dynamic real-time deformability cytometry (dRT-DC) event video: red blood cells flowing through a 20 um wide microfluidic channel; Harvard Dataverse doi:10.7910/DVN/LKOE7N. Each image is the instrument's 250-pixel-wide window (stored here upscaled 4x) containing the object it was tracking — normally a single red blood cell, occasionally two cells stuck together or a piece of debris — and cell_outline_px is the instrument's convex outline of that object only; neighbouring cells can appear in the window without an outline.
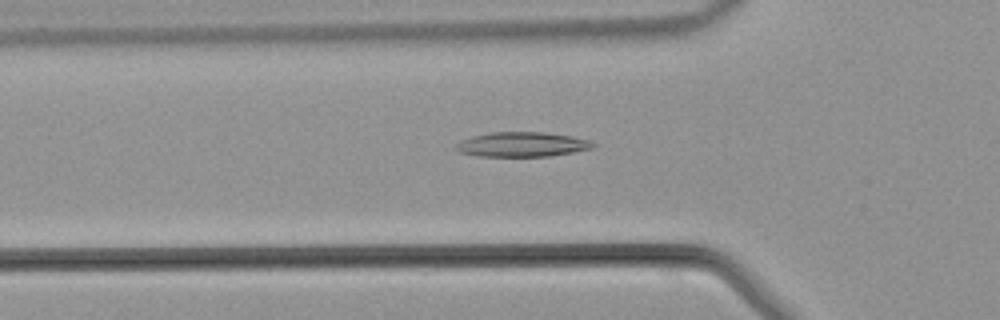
{"species": "common noctule bat (a hibernating species)", "species_latin": "Nyctalus noctula", "temperature_condition": "warm", "stored_images_in_passage": 30, "camera_frame_rate_fps": 3000, "um_per_image_px": 0.085, "animal": {"sex": "male", "body_mass_g": 21.5, "forearm_length_mm": 52.0}, "frame": {"image": 1, "passage_image": 4, "time_ms": 1.0, "image_size_px": [1000, 320], "cell_outline_px": [[596, 144], [592, 148], [572, 152], [548, 156], [480, 156], [460, 152], [456, 148], [456, 144], [460, 140], [472, 136], [492, 132], [544, 132], [572, 136], [588, 140]], "centroid_in_image_um": [44.36, 12.27], "position_along_channel_um": 81.4, "area_um2": 19.54}}
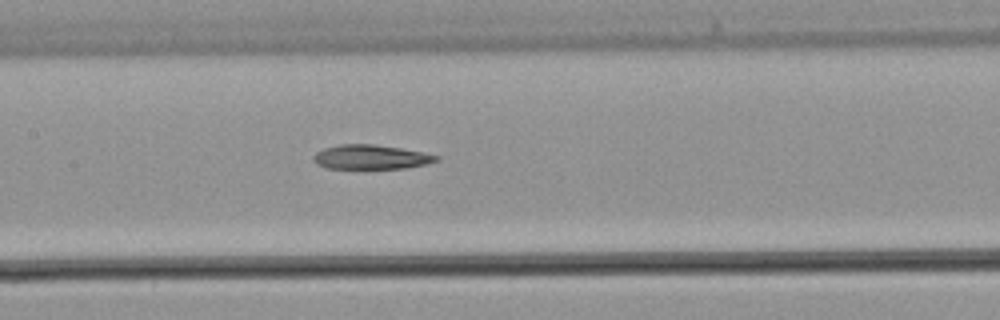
{"frame": {"image": 2, "passage_image": 10, "time_ms": 3.0, "image_size_px": [1000, 320], "cell_outline_px": [[440, 160], [408, 168], [328, 168], [316, 164], [312, 160], [312, 156], [316, 152], [324, 148], [340, 144], [376, 144], [424, 152], [440, 156]], "centroid_in_image_um": [31.52, 13.34], "position_along_channel_um": 175.9, "area_um2": 17.51}}
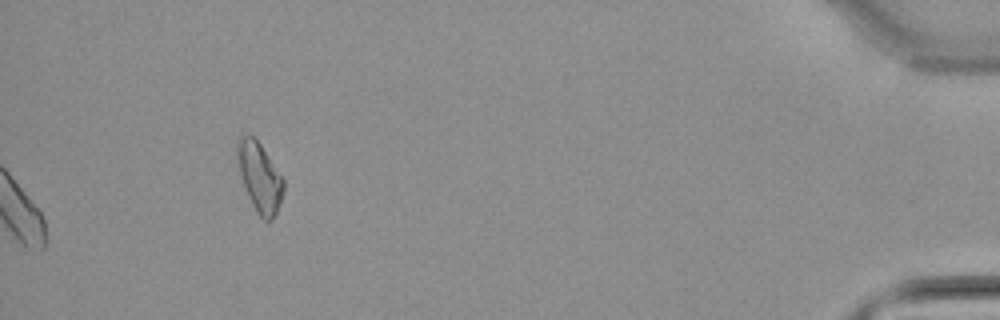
{"frame": {"image": 3, "passage_image": 30, "time_ms": 9.667, "image_size_px": [1000, 320], "cell_outline_px": [[284, 192], [276, 212], [272, 220], [264, 220], [256, 212], [248, 196], [240, 172], [236, 152], [240, 136], [252, 136], [260, 144], [284, 180]], "centroid_in_image_um": [22.08, 15.09], "position_along_channel_um": 413.1, "area_um2": 18.09}}